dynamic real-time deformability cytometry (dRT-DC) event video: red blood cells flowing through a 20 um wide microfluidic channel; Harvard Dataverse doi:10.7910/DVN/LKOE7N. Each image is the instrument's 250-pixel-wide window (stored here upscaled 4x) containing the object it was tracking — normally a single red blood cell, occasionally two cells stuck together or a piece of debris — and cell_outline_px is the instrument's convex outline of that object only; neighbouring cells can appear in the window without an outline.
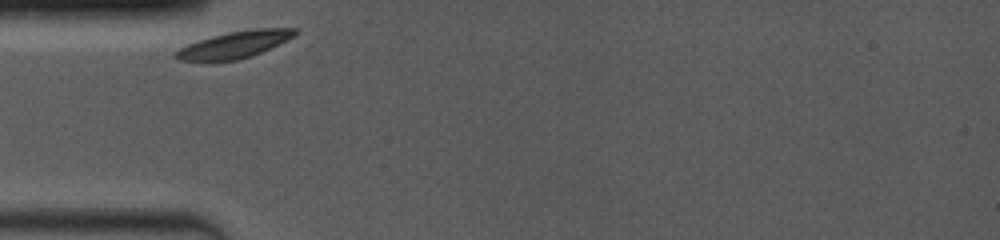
{"species": "common noctule bat (a hibernating species)", "species_latin": "Nyctalus noctula", "temperature_condition": "room temperature", "stored_images_in_passage": 47, "camera_frame_rate_fps": 4000, "um_per_image_px": 0.085, "animal": {"sex": "female", "body_mass_g": 19.0, "forearm_length_mm": 53.3}, "frame": {"image": 1, "passage_image": 1, "time_ms": 0.0, "image_size_px": [1000, 240], "cell_outline_px": [[300, 32], [296, 36], [252, 56], [236, 60], [180, 60], [176, 56], [176, 52], [180, 48], [188, 44], [212, 36], [228, 32], [256, 28], [300, 28]], "centroid_in_image_um": [20.06, 3.76], "position_along_channel_um": 64.9, "area_um2": 18.32}}
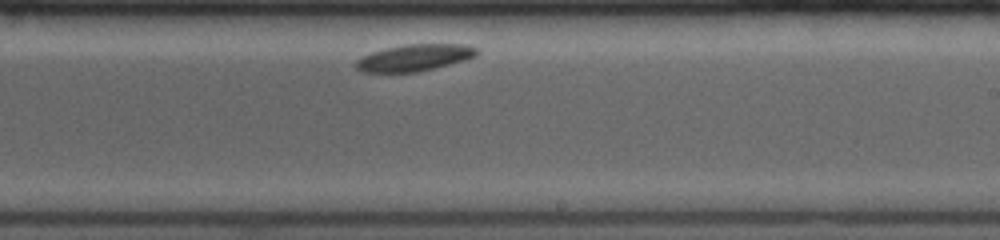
{"frame": {"image": 2, "passage_image": 29, "time_ms": 5.5, "image_size_px": [1000, 240], "cell_outline_px": [[480, 52], [476, 56], [464, 60], [416, 72], [364, 72], [356, 68], [356, 60], [360, 56], [384, 48], [404, 44], [468, 44], [480, 48]], "centroid_in_image_um": [35.25, 4.88], "position_along_channel_um": 253.7, "area_um2": 18.9}}
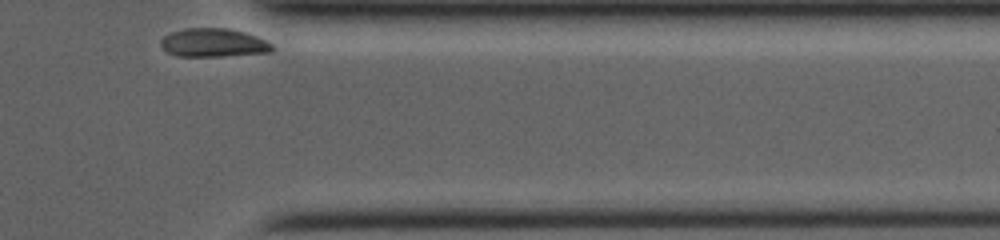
{"frame": {"image": 3, "passage_image": 47, "time_ms": 9.5, "image_size_px": [1000, 240], "cell_outline_px": [[276, 48], [272, 52], [220, 56], [176, 56], [168, 52], [160, 44], [160, 40], [168, 32], [184, 28], [228, 28], [244, 32], [256, 36], [272, 44]], "centroid_in_image_um": [18.13, 3.62], "position_along_channel_um": 393.3, "area_um2": 18.61}}